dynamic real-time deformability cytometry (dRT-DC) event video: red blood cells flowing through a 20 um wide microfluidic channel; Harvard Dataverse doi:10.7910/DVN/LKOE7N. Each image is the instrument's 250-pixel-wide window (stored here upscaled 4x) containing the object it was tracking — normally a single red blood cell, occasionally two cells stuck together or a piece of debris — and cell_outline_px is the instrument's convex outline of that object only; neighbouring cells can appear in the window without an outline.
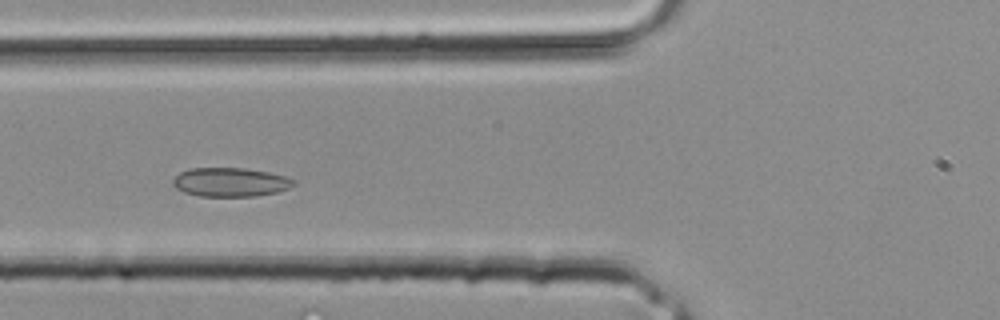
{"species": "common noctule bat (a hibernating species)", "species_latin": "Nyctalus noctula", "temperature_condition": "room temperature", "stored_images_in_passage": 27, "camera_frame_rate_fps": 3000, "um_per_image_px": 0.085, "animal": {"sex": "male", "body_mass_g": 20.4}, "frame": {"image": 1, "passage_image": 7, "time_ms": 2.0, "image_size_px": [1000, 320], "cell_outline_px": [[296, 184], [288, 188], [276, 192], [256, 196], [200, 196], [184, 192], [176, 188], [172, 184], [172, 180], [180, 172], [188, 168], [244, 168], [268, 172], [284, 176], [292, 180]], "centroid_in_image_um": [19.54, 15.48], "position_along_channel_um": 106.3, "area_um2": 20.23}}
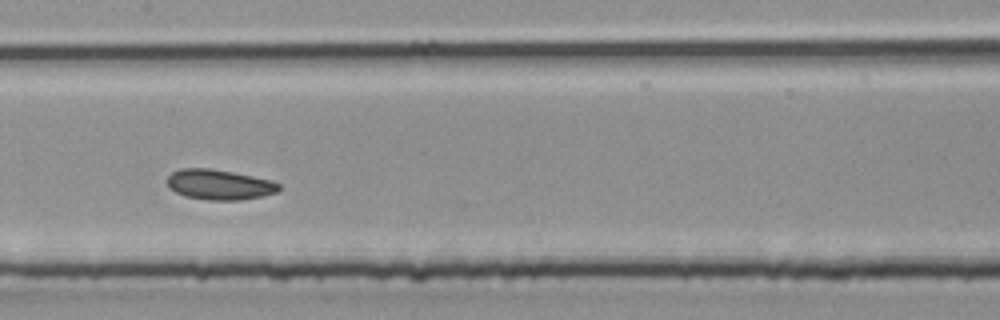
{"frame": {"image": 2, "passage_image": 11, "time_ms": 3.333, "image_size_px": [1000, 320], "cell_outline_px": [[280, 188], [276, 192], [264, 196], [240, 200], [208, 200], [184, 196], [168, 188], [168, 176], [172, 172], [180, 168], [208, 168], [232, 172], [252, 176], [268, 180], [280, 184]], "centroid_in_image_um": [18.61, 15.7], "position_along_channel_um": 188.8, "area_um2": 19.59}}
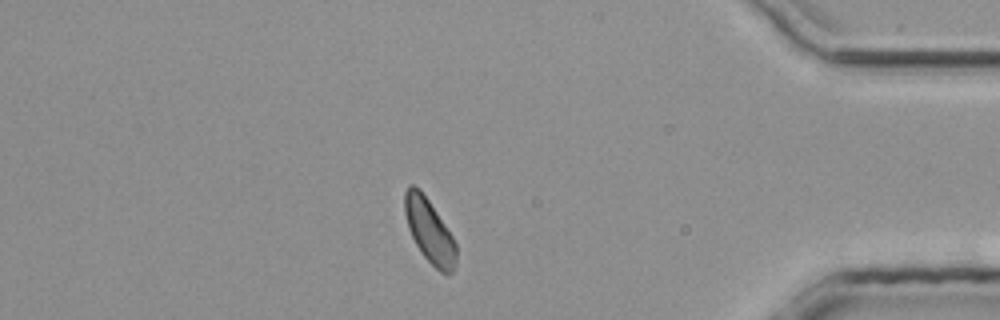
{"frame": {"image": 3, "passage_image": 23, "time_ms": 7.333, "image_size_px": [1000, 320], "cell_outline_px": [[456, 264], [452, 272], [440, 272], [424, 256], [416, 244], [408, 228], [404, 212], [404, 192], [408, 184], [412, 184], [420, 188], [452, 236], [456, 244]], "centroid_in_image_um": [36.47, 19.58], "position_along_channel_um": 398.7, "area_um2": 18.84}}